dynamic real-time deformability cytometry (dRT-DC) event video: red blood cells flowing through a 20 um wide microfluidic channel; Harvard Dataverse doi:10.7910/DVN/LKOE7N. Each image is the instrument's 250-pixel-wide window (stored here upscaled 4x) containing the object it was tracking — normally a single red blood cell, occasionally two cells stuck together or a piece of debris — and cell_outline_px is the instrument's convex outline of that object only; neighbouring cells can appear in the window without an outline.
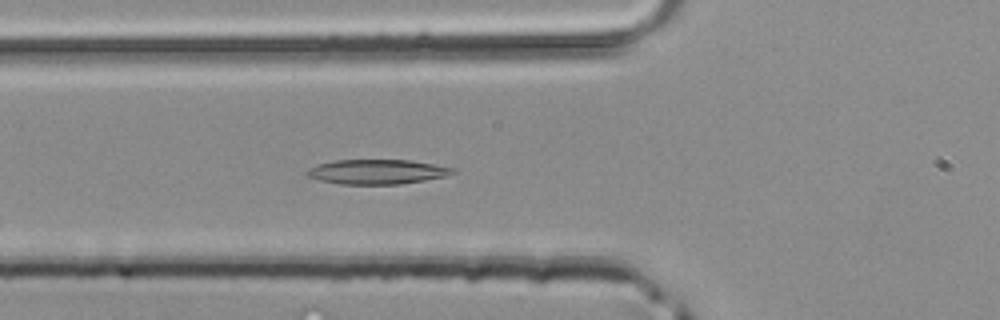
{"species": "common noctule bat (a hibernating species)", "species_latin": "Nyctalus noctula", "temperature_condition": "room temperature", "stored_images_in_passage": 44, "camera_frame_rate_fps": 3000, "um_per_image_px": 0.085, "animal": {"sex": "male", "body_mass_g": 20.4}, "frame": {"image": 1, "passage_image": 16, "time_ms": 5.0, "image_size_px": [1000, 320], "cell_outline_px": [[456, 172], [448, 176], [400, 184], [340, 184], [320, 180], [308, 176], [304, 172], [308, 168], [316, 164], [336, 160], [412, 160], [452, 168]], "centroid_in_image_um": [32.02, 14.6], "position_along_channel_um": 93.8, "area_um2": 20.92}}
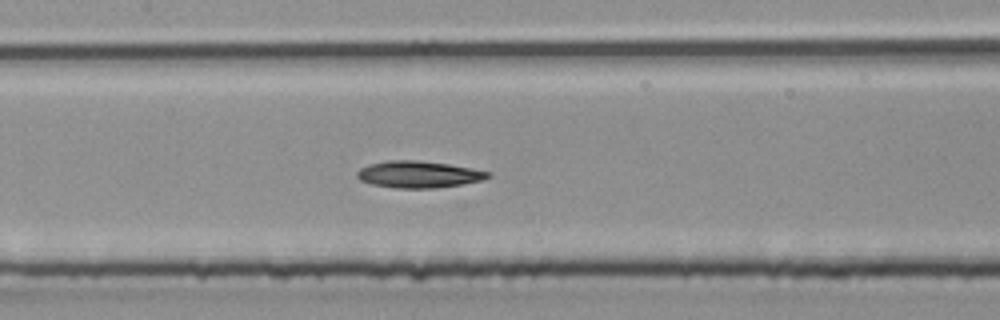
{"frame": {"image": 2, "passage_image": 21, "time_ms": 6.667, "image_size_px": [1000, 320], "cell_outline_px": [[492, 176], [484, 180], [436, 188], [396, 188], [372, 184], [360, 180], [356, 176], [356, 172], [360, 168], [368, 164], [384, 160], [420, 160], [448, 164], [472, 168], [492, 172]], "centroid_in_image_um": [35.58, 14.81], "position_along_channel_um": 171.8, "area_um2": 20.63}}
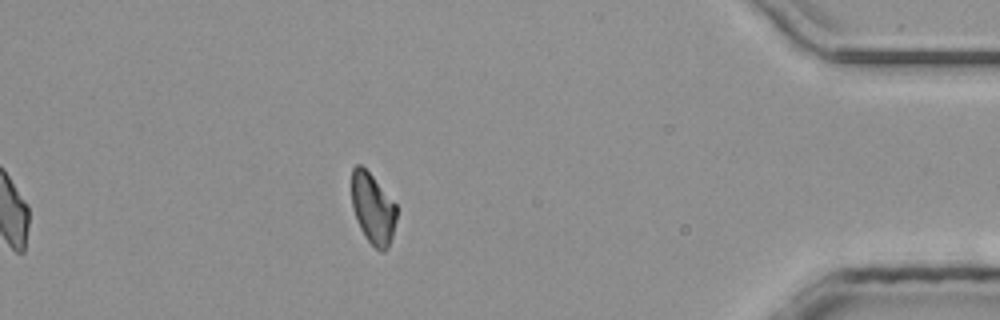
{"frame": {"image": 3, "passage_image": 39, "time_ms": 12.667, "image_size_px": [1000, 320], "cell_outline_px": [[396, 220], [392, 236], [388, 248], [384, 252], [380, 252], [364, 236], [356, 220], [352, 208], [352, 168], [356, 164], [360, 164], [372, 176], [396, 204]], "centroid_in_image_um": [31.68, 17.75], "position_along_channel_um": 403.5, "area_um2": 18.44}}